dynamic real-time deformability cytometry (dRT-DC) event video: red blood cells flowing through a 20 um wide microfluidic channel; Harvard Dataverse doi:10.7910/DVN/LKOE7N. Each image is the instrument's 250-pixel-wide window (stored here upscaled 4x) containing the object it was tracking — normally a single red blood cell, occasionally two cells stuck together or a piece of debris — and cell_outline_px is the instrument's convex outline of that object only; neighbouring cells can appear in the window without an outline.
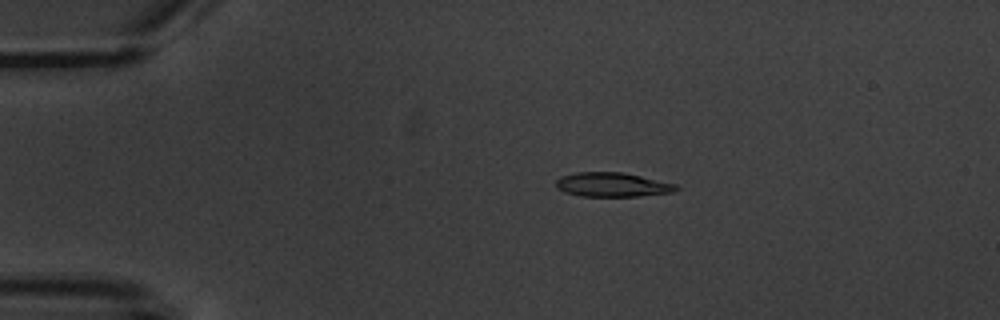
{"species": "common noctule bat (a hibernating species)", "species_latin": "Nyctalus noctula", "temperature_condition": "warm", "stored_images_in_passage": 4, "camera_frame_rate_fps": 3000, "um_per_image_px": 0.085, "animal": {"sex": "male", "body_mass_g": 20.1, "forearm_length_mm": 53.5}, "frame": {"image": 1, "passage_image": 1, "time_ms": 0.0, "image_size_px": [1000, 320], "cell_outline_px": [[680, 188], [672, 192], [640, 196], [580, 196], [564, 192], [556, 184], [556, 180], [560, 176], [576, 172], [624, 172], [676, 184]], "centroid_in_image_um": [52.05, 15.69], "position_along_channel_um": 32.9, "area_um2": 16.94}}
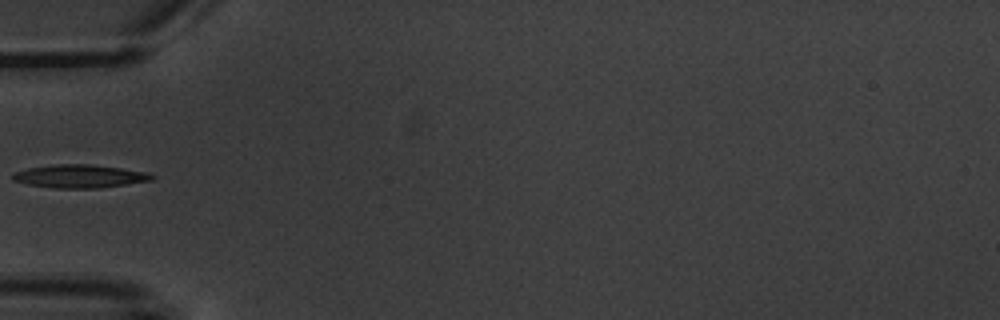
{"frame": {"image": 2, "passage_image": 3, "time_ms": 2.667, "image_size_px": [1000, 320], "cell_outline_px": [[156, 176], [152, 180], [100, 188], [56, 188], [28, 184], [12, 180], [12, 172], [28, 168], [56, 164], [92, 164], [148, 172]], "centroid_in_image_um": [6.77, 14.97], "position_along_channel_um": 78.2, "area_um2": 18.79}}